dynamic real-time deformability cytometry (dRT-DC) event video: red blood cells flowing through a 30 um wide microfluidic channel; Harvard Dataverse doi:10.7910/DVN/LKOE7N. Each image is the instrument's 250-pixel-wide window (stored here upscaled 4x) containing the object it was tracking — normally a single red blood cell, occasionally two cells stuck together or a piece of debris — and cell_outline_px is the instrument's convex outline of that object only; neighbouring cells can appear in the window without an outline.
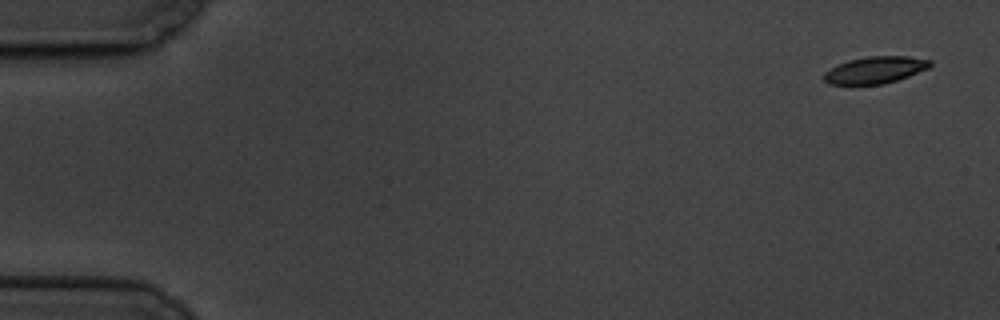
{"species": "common noctule bat (a hibernating species)", "species_latin": "Nyctalus noctula", "temperature_condition": "cold", "stored_images_in_passage": 7, "camera_frame_rate_fps": 3000, "um_per_image_px": 0.085, "animal": {"sex": "male", "body_mass_g": 19.5, "forearm_length_mm": 54.6}, "frame": {"image": 1, "passage_image": 1, "time_ms": 0.0, "image_size_px": [1000, 320], "cell_outline_px": [[932, 64], [928, 68], [908, 76], [884, 84], [828, 84], [824, 80], [824, 72], [836, 64], [848, 60], [868, 56], [908, 56], [932, 60]], "centroid_in_image_um": [74.37, 5.94], "position_along_channel_um": 10.6, "area_um2": 16.65}}
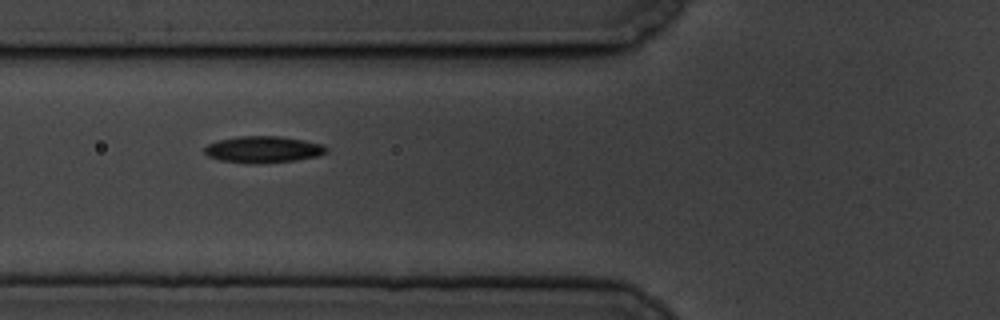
{"frame": {"image": 2, "passage_image": 6, "time_ms": 6.667, "image_size_px": [1000, 320], "cell_outline_px": [[328, 152], [320, 156], [296, 160], [256, 164], [248, 164], [220, 160], [208, 156], [204, 152], [204, 148], [208, 144], [220, 140], [240, 136], [280, 136], [304, 140], [324, 144], [328, 148]], "centroid_in_image_um": [22.42, 12.71], "position_along_channel_um": 103.4, "area_um2": 19.07}}
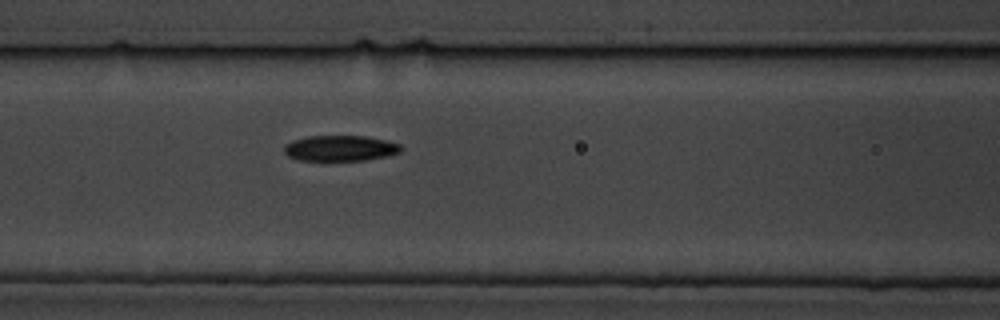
{"frame": {"image": 3, "passage_image": 7, "time_ms": 7.667, "image_size_px": [1000, 320], "cell_outline_px": [[404, 148], [400, 152], [388, 156], [364, 160], [296, 160], [288, 156], [284, 152], [284, 144], [292, 140], [308, 136], [368, 136], [400, 144]], "centroid_in_image_um": [28.91, 12.59], "position_along_channel_um": 137.7, "area_um2": 17.57}}